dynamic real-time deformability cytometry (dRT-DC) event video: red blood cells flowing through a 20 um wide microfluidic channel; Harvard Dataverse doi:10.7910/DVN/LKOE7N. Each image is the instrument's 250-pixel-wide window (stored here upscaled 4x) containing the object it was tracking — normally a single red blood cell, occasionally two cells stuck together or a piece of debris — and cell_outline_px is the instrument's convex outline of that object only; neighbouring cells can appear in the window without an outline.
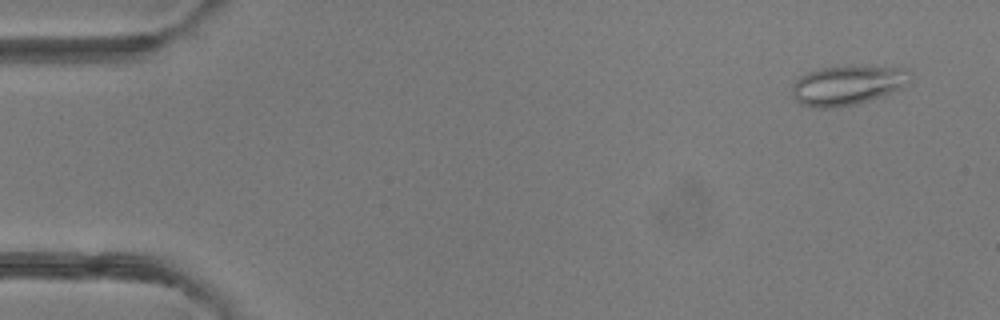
{"species": "common noctule bat (a hibernating species)", "species_latin": "Nyctalus noctula", "temperature_condition": "room temperature", "stored_images_in_passage": 5, "camera_frame_rate_fps": 3000, "um_per_image_px": 0.085, "animal": {"sex": "female"}, "frame": {"image": 1, "passage_image": 1, "time_ms": 0.0, "image_size_px": [1000, 320], "cell_outline_px": [[912, 76], [908, 84], [900, 88], [880, 96], [868, 100], [852, 104], [828, 108], [816, 108], [800, 104], [792, 96], [792, 88], [796, 80], [800, 76], [808, 72], [824, 68], [844, 64], [852, 64], [908, 68]], "centroid_in_image_um": [72.06, 7.19], "position_along_channel_um": 12.9, "area_um2": 27.57}}